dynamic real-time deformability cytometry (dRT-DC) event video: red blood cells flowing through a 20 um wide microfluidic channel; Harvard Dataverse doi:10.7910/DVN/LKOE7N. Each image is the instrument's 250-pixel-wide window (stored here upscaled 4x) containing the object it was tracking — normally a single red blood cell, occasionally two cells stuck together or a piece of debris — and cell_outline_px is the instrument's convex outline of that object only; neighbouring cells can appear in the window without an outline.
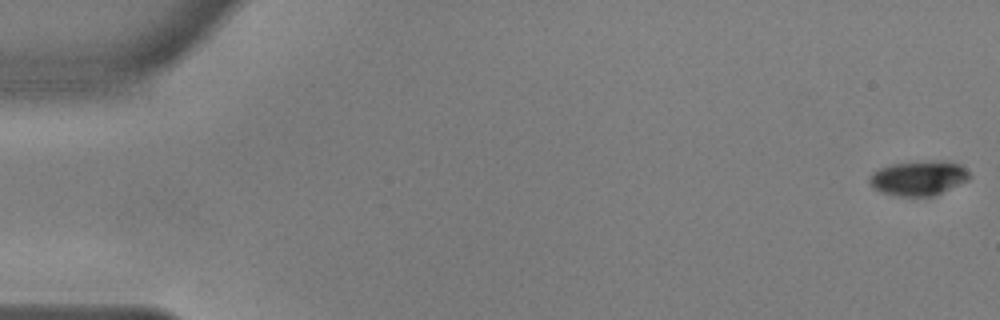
{"species": "common noctule bat (a hibernating species)", "species_latin": "Nyctalus noctula", "temperature_condition": "warm", "stored_images_in_passage": 55, "camera_frame_rate_fps": 3000, "um_per_image_px": 0.085, "animal": {"sex": "male", "body_mass_g": 17.9, "forearm_length_mm": 54.2}, "frame": {"image": 1, "passage_image": 1, "time_ms": 0.0, "image_size_px": [1000, 320], "cell_outline_px": [[972, 176], [968, 180], [932, 196], [896, 196], [880, 192], [872, 188], [868, 184], [868, 176], [872, 172], [880, 168], [892, 164], [940, 160], [960, 164]], "centroid_in_image_um": [78.03, 15.14], "position_along_channel_um": 7.0, "area_um2": 20.23}}
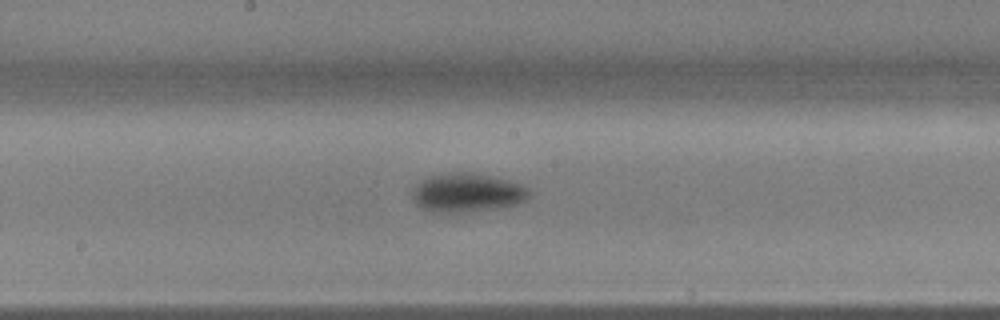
{"frame": {"image": 2, "passage_image": 30, "time_ms": 9.667, "image_size_px": [1000, 320], "cell_outline_px": [[532, 196], [528, 200], [516, 204], [492, 208], [448, 212], [436, 212], [424, 208], [416, 204], [412, 196], [412, 188], [420, 180], [428, 176], [456, 172], [472, 172], [492, 176], [508, 180], [532, 188]], "centroid_in_image_um": [39.75, 16.34], "position_along_channel_um": 208.5, "area_um2": 26.36}}
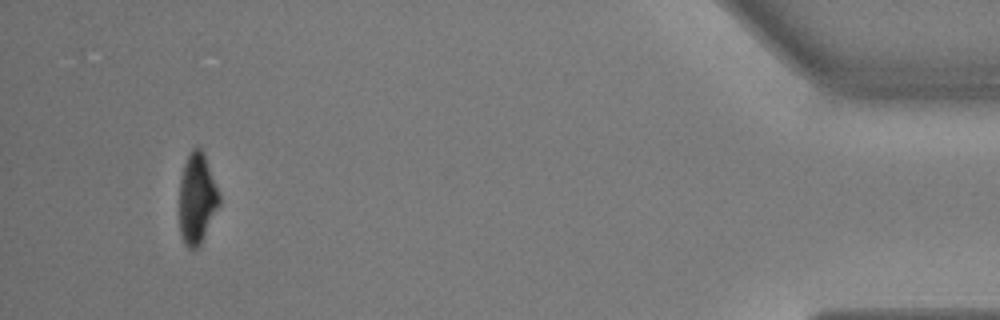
{"frame": {"image": 3, "passage_image": 53, "time_ms": 17.333, "image_size_px": [1000, 320], "cell_outline_px": [[220, 204], [200, 244], [196, 248], [188, 248], [184, 244], [180, 232], [180, 176], [184, 164], [192, 148], [200, 148], [204, 156], [220, 196]], "centroid_in_image_um": [16.73, 16.91], "position_along_channel_um": 418.5, "area_um2": 20.58}}